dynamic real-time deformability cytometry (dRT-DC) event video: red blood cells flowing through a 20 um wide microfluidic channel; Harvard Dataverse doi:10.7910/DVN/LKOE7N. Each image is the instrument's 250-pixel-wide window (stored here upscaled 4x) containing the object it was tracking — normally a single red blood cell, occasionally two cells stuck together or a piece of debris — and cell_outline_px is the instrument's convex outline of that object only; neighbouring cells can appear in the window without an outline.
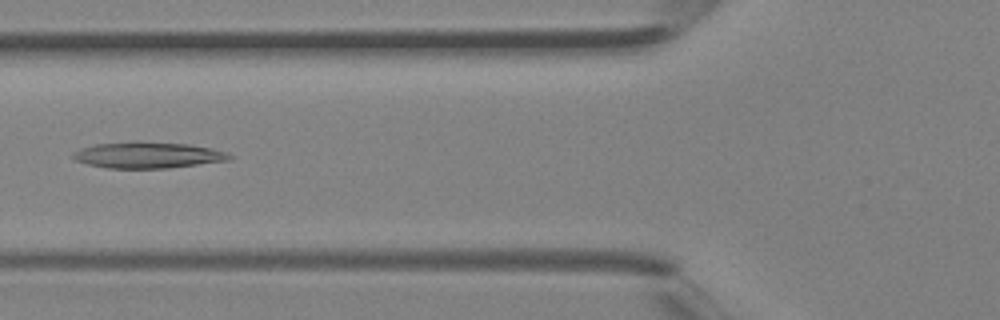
{"species": "Egyptian fruit bat (a non-hibernating species)", "species_latin": "Rousettus aegyptiacus", "temperature_condition": "room temperature", "stored_images_in_passage": 29, "camera_frame_rate_fps": 3000, "um_per_image_px": 0.085, "animal": {"sex": "female"}, "frame": {"image": 1, "passage_image": 8, "time_ms": 2.333, "image_size_px": [1000, 320], "cell_outline_px": [[236, 156], [228, 160], [168, 168], [108, 168], [88, 164], [76, 160], [72, 156], [76, 152], [84, 148], [96, 144], [188, 144], [212, 148]], "centroid_in_image_um": [12.65, 13.23], "position_along_channel_um": 113.2, "area_um2": 22.48}}
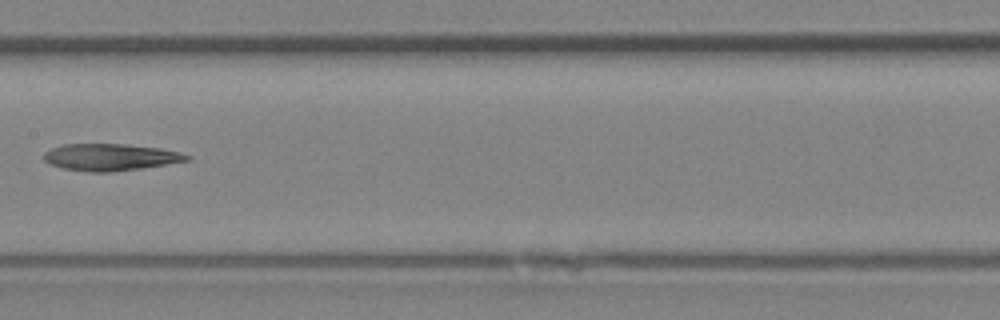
{"frame": {"image": 2, "passage_image": 13, "time_ms": 4.0, "image_size_px": [1000, 320], "cell_outline_px": [[192, 160], [140, 168], [112, 172], [88, 172], [64, 168], [52, 164], [44, 160], [44, 152], [52, 148], [64, 144], [124, 144], [160, 148], [180, 152], [192, 156]], "centroid_in_image_um": [9.42, 13.36], "position_along_channel_um": 198.0, "area_um2": 22.31}}
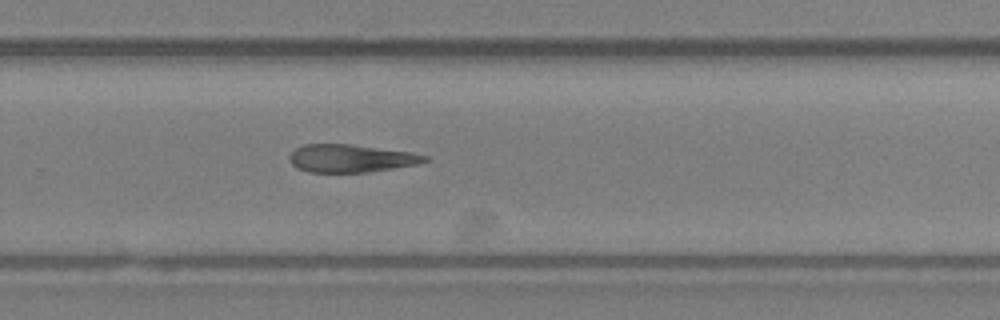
{"frame": {"image": 3, "passage_image": 19, "time_ms": 6.0, "image_size_px": [1000, 320], "cell_outline_px": [[428, 160], [416, 164], [368, 172], [308, 172], [296, 168], [288, 160], [288, 156], [296, 148], [304, 144], [352, 144], [412, 152], [428, 156]], "centroid_in_image_um": [29.78, 13.45], "position_along_channel_um": 300.0, "area_um2": 21.96}}